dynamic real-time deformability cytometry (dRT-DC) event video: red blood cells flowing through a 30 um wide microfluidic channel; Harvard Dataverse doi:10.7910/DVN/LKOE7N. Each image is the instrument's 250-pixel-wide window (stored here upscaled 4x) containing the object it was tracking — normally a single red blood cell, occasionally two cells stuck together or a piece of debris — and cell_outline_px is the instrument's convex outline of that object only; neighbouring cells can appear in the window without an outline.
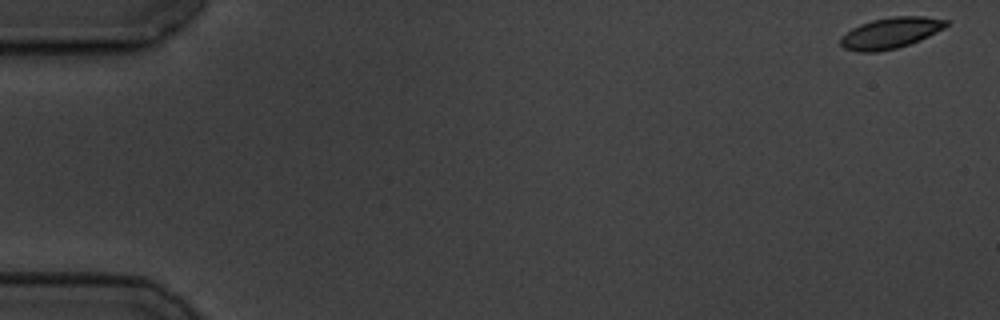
{"species": "common noctule bat (a hibernating species)", "species_latin": "Nyctalus noctula", "temperature_condition": "cold", "stored_images_in_passage": 58, "camera_frame_rate_fps": 3000, "um_per_image_px": 0.085, "animal": {"sex": "male", "body_mass_g": 19.5, "forearm_length_mm": 54.6}, "frame": {"image": 1, "passage_image": 1, "time_ms": 0.0, "image_size_px": [1000, 320], "cell_outline_px": [[948, 24], [944, 28], [920, 40], [896, 48], [880, 52], [860, 52], [844, 48], [840, 44], [840, 36], [852, 28], [860, 24], [872, 20], [892, 16], [924, 16], [948, 20]], "centroid_in_image_um": [75.67, 2.8], "position_along_channel_um": 9.3, "area_um2": 19.07}}
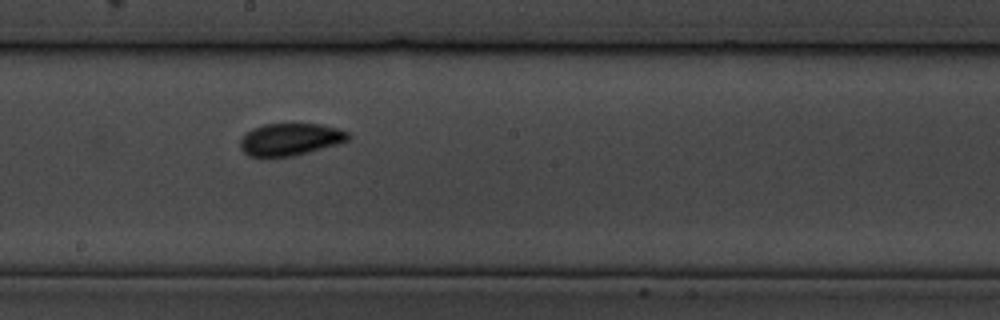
{"frame": {"image": 2, "passage_image": 32, "time_ms": 10.333, "image_size_px": [1000, 320], "cell_outline_px": [[352, 136], [348, 140], [336, 144], [308, 152], [292, 156], [248, 156], [240, 148], [240, 136], [244, 132], [252, 128], [264, 124], [320, 124], [336, 128], [348, 132]], "centroid_in_image_um": [24.62, 11.83], "position_along_channel_um": 223.6, "area_um2": 20.23}}
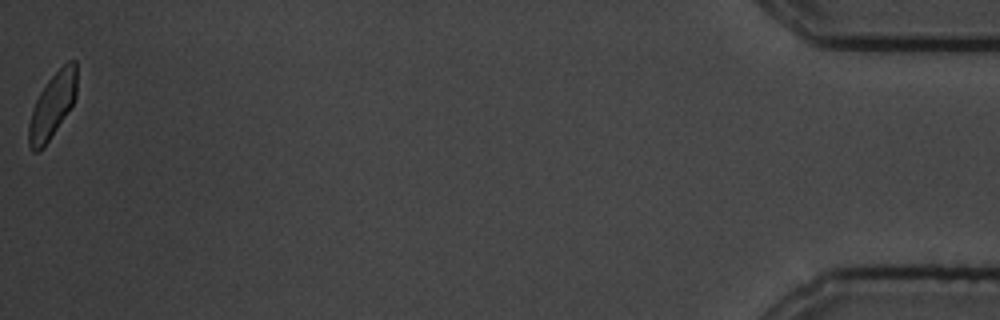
{"frame": {"image": 3, "passage_image": 58, "time_ms": 19.0, "image_size_px": [1000, 320], "cell_outline_px": [[76, 96], [72, 104], [44, 148], [36, 152], [32, 152], [28, 144], [28, 124], [32, 108], [40, 92], [48, 80], [68, 60], [76, 60]], "centroid_in_image_um": [4.42, 9.0], "position_along_channel_um": 430.8, "area_um2": 18.03}, "authors_computed_cell_mechanics": {"area_um2": 19.6231, "velocity_mm_per_s": 3.459, "shape_relaxation_time_tau1_ms": 2.6086, "shape_relaxation_time_tau2_ms": 1.3007, "deformation_change_tau1": 0.0892, "deformation_change_tau2": 0.0601}}